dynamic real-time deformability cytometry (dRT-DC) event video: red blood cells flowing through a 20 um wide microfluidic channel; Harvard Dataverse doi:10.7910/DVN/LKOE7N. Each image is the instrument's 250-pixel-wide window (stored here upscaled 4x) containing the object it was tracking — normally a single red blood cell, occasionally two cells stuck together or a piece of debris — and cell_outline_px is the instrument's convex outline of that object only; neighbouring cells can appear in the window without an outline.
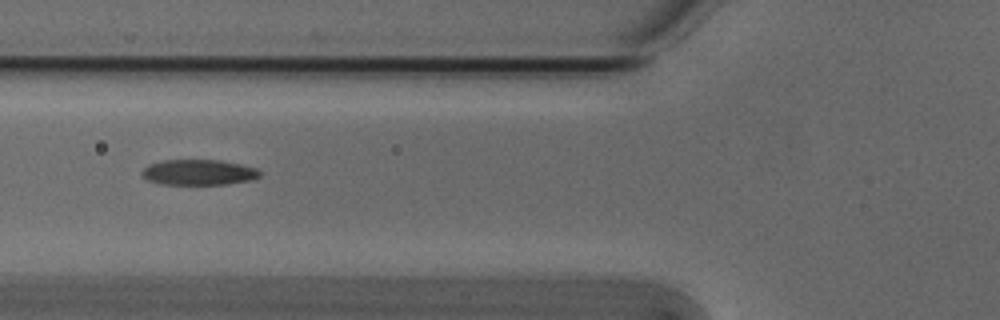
{"species": "Egyptian fruit bat (a non-hibernating species)", "species_latin": "Rousettus aegyptiacus", "temperature_condition": "cold", "stored_images_in_passage": 5, "camera_frame_rate_fps": 3000, "um_per_image_px": 0.085, "animal": {"sex": "male"}, "frame": {"image": 1, "passage_image": 2, "time_ms": 0.333, "image_size_px": [1000, 320], "cell_outline_px": [[260, 176], [252, 180], [228, 184], [160, 184], [148, 180], [140, 176], [140, 172], [148, 164], [164, 160], [220, 160], [240, 164], [256, 168], [260, 172]], "centroid_in_image_um": [16.85, 14.65], "position_along_channel_um": 108.9, "area_um2": 17.63}}
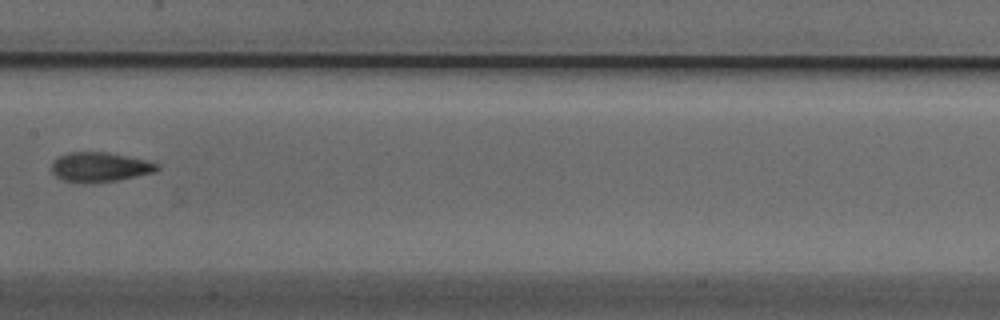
{"frame": {"image": 2, "passage_image": 4, "time_ms": 1.0, "image_size_px": [1000, 320], "cell_outline_px": [[160, 168], [156, 172], [116, 180], [64, 180], [56, 176], [52, 172], [52, 164], [56, 156], [68, 152], [108, 152], [148, 160], [160, 164]], "centroid_in_image_um": [8.54, 14.14], "position_along_channel_um": 198.9, "area_um2": 17.69}}
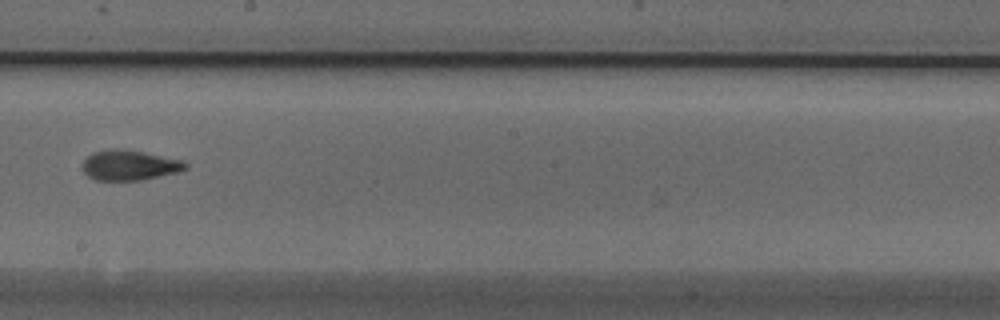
{"frame": {"image": 3, "passage_image": 5, "time_ms": 1.333, "image_size_px": [1000, 320], "cell_outline_px": [[188, 168], [176, 172], [140, 180], [96, 180], [88, 176], [84, 172], [84, 160], [92, 152], [108, 148], [124, 148], [184, 160], [188, 164]], "centroid_in_image_um": [11.01, 14.02], "position_along_channel_um": 237.2, "area_um2": 18.15}}